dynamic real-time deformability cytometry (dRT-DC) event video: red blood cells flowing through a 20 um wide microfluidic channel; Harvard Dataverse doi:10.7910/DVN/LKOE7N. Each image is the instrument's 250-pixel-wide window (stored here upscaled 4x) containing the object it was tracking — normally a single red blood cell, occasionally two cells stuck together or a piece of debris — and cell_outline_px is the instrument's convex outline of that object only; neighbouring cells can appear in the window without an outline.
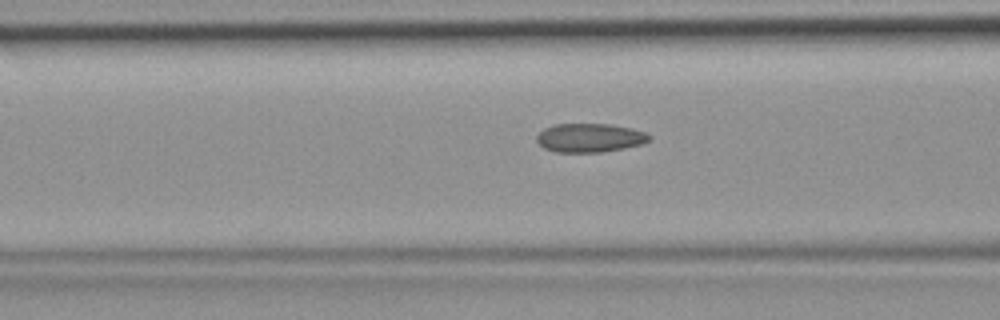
{"species": "common noctule bat (a hibernating species)", "species_latin": "Nyctalus noctula", "temperature_condition": "room temperature", "stored_images_in_passage": 30, "camera_frame_rate_fps": 3000, "um_per_image_px": 0.085, "animal": {"sex": "female", "body_mass_g": 19.9}, "frame": {"image": 1, "passage_image": 5, "time_ms": 1.333, "image_size_px": [1000, 320], "cell_outline_px": [[652, 136], [648, 140], [640, 144], [624, 148], [600, 152], [556, 152], [544, 148], [536, 140], [536, 136], [544, 128], [556, 124], [612, 124], [632, 128], [644, 132]], "centroid_in_image_um": [50.11, 11.71], "position_along_channel_um": 116.5, "area_um2": 18.79}}